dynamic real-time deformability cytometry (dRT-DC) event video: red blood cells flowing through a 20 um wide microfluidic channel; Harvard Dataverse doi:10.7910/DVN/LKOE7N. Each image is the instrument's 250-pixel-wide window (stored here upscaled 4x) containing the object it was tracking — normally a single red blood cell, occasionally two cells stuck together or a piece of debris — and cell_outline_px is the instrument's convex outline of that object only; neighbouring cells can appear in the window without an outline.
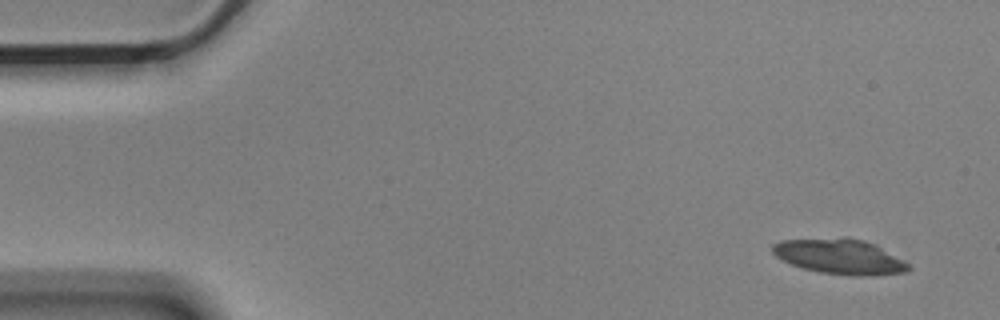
{"species": "Egyptian fruit bat (a non-hibernating species)", "species_latin": "Rousettus aegyptiacus", "temperature_condition": "cold", "stored_images_in_passage": 4, "camera_frame_rate_fps": 3000, "um_per_image_px": 0.085, "animal": {"sex": "male"}, "frame": {"image": 1, "passage_image": 1, "time_ms": 0.0, "image_size_px": [1000, 320], "cell_outline_px": [[912, 268], [908, 272], [872, 276], [852, 276], [820, 272], [804, 268], [792, 264], [776, 256], [772, 252], [772, 244], [780, 240], [844, 236], [848, 236], [864, 240], [880, 248], [908, 264]], "centroid_in_image_um": [71.35, 21.79], "position_along_channel_um": 13.6, "area_um2": 27.92}}